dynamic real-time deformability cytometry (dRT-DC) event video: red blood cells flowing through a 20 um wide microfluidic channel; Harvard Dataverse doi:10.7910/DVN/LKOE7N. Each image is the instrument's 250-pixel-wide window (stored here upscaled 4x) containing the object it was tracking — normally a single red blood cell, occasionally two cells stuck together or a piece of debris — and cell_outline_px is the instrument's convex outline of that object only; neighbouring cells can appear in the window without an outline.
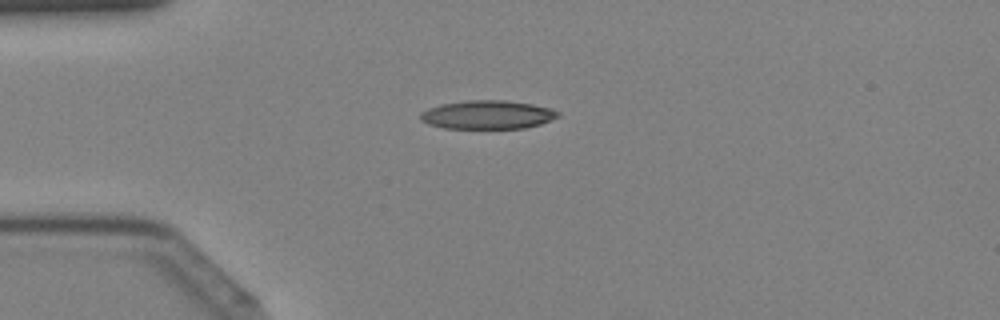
{"species": "Egyptian fruit bat (a non-hibernating species)", "species_latin": "Rousettus aegyptiacus", "temperature_condition": "cold", "stored_images_in_passage": 42, "camera_frame_rate_fps": 3000, "um_per_image_px": 0.085, "animal": {"sex": "female"}, "frame": {"image": 1, "passage_image": 10, "time_ms": 3.0, "image_size_px": [1000, 320], "cell_outline_px": [[560, 116], [540, 124], [524, 128], [444, 128], [428, 124], [420, 120], [420, 112], [428, 108], [440, 104], [468, 100], [504, 100], [532, 104], [552, 108], [560, 112]], "centroid_in_image_um": [41.43, 9.74], "position_along_channel_um": 43.6, "area_um2": 23.0}}
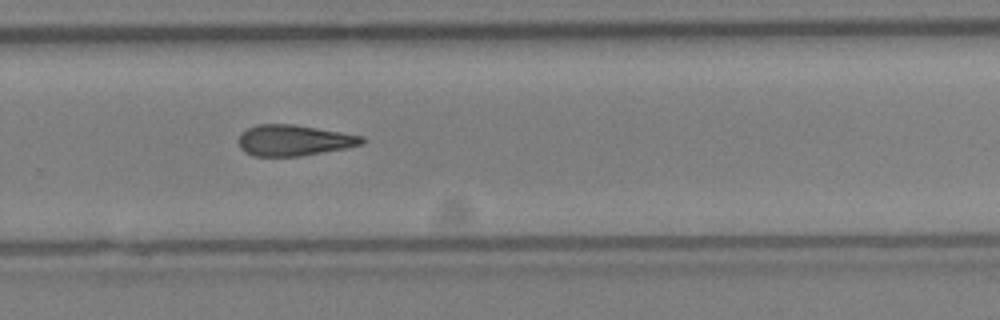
{"frame": {"image": 2, "passage_image": 28, "time_ms": 9.0, "image_size_px": [1000, 320], "cell_outline_px": [[368, 140], [364, 144], [348, 148], [300, 156], [252, 156], [244, 152], [240, 148], [240, 132], [256, 124], [292, 124], [364, 136]], "centroid_in_image_um": [25.01, 11.93], "position_along_channel_um": 304.8, "area_um2": 22.37}}
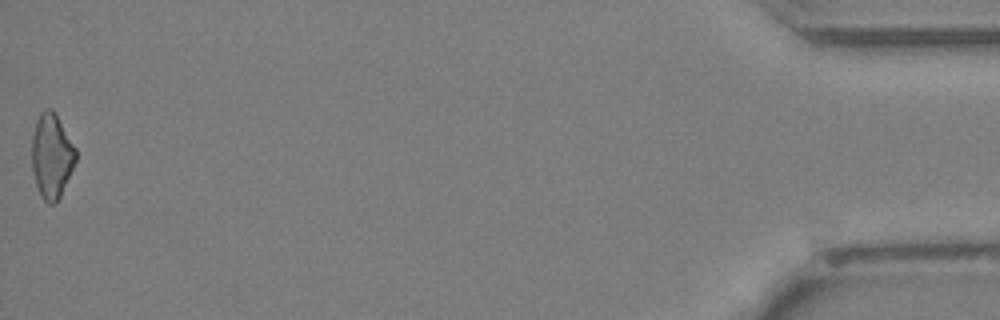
{"frame": {"image": 3, "passage_image": 42, "time_ms": 13.667, "image_size_px": [1000, 320], "cell_outline_px": [[76, 160], [60, 196], [56, 204], [48, 204], [40, 196], [36, 184], [32, 168], [32, 136], [36, 120], [40, 112], [44, 108], [52, 108], [56, 112], [76, 148]], "centroid_in_image_um": [4.38, 13.22], "position_along_channel_um": 430.8, "area_um2": 21.85}}